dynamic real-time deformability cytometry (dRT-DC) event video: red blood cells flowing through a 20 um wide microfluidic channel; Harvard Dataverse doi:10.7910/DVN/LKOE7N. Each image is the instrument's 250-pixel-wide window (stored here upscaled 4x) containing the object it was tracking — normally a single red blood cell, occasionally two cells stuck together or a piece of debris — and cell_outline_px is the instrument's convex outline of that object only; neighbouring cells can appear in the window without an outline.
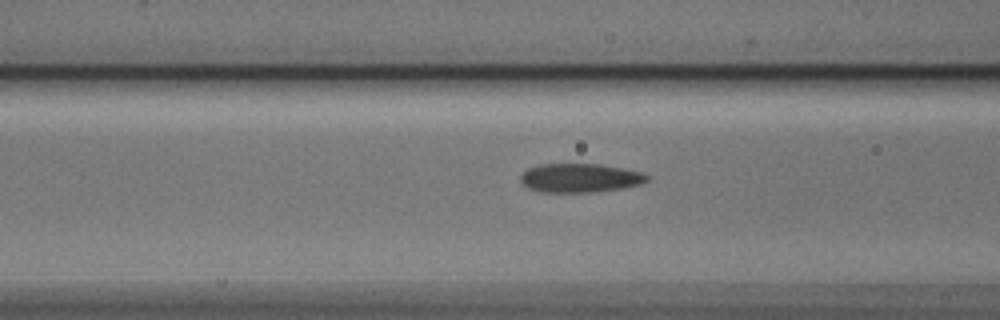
{"species": "Egyptian fruit bat (a non-hibernating species)", "species_latin": "Rousettus aegyptiacus", "temperature_condition": "cold", "stored_images_in_passage": 8, "camera_frame_rate_fps": 3000, "um_per_image_px": 0.085, "animal": {"sex": "male"}, "frame": {"image": 1, "passage_image": 6, "time_ms": 1.667, "image_size_px": [1000, 320], "cell_outline_px": [[648, 180], [640, 184], [620, 188], [592, 192], [540, 192], [528, 188], [520, 184], [520, 176], [528, 168], [540, 164], [596, 164], [620, 168], [640, 172], [648, 176]], "centroid_in_image_um": [49.22, 15.13], "position_along_channel_um": 117.4, "area_um2": 21.1}}